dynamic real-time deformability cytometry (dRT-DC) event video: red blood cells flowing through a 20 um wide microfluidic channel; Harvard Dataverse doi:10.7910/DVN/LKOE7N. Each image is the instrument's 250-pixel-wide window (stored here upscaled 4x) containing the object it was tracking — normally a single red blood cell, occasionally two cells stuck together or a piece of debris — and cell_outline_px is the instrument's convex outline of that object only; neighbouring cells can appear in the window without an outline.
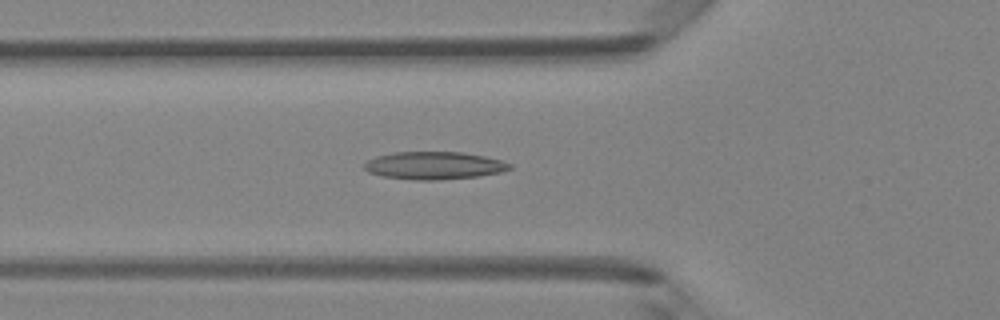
{"species": "Egyptian fruit bat (a non-hibernating species)", "species_latin": "Rousettus aegyptiacus", "temperature_condition": "room temperature", "stored_images_in_passage": 47, "camera_frame_rate_fps": 3000, "um_per_image_px": 0.085, "animal": {"sex": "female"}, "frame": {"image": 1, "passage_image": 16, "time_ms": 5.0, "image_size_px": [1000, 320], "cell_outline_px": [[512, 168], [500, 172], [480, 176], [436, 180], [412, 180], [380, 176], [368, 172], [364, 168], [364, 164], [368, 160], [376, 156], [396, 152], [460, 152], [484, 156], [500, 160], [512, 164]], "centroid_in_image_um": [36.88, 14.08], "position_along_channel_um": 88.9, "area_um2": 23.47}}
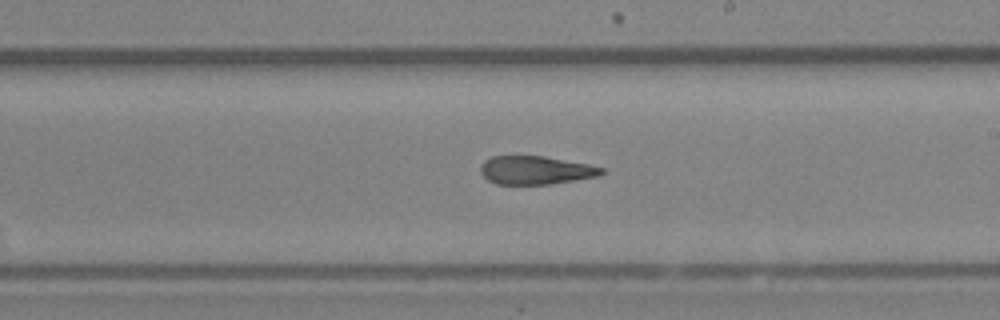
{"frame": {"image": 2, "passage_image": 27, "time_ms": 8.667, "image_size_px": [1000, 320], "cell_outline_px": [[604, 172], [600, 176], [552, 184], [496, 184], [488, 180], [480, 172], [480, 164], [484, 160], [492, 156], [544, 156], [588, 164], [604, 168]], "centroid_in_image_um": [45.53, 14.47], "position_along_channel_um": 243.5, "area_um2": 20.11}}
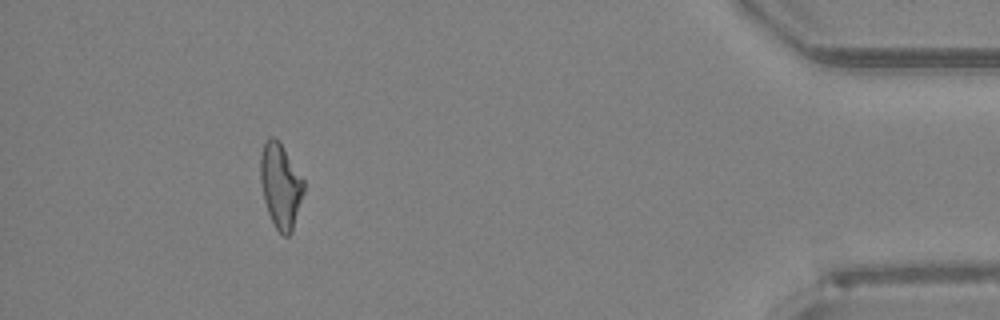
{"frame": {"image": 3, "passage_image": 43, "time_ms": 14.0, "image_size_px": [1000, 320], "cell_outline_px": [[304, 192], [292, 232], [288, 236], [284, 236], [276, 228], [268, 212], [264, 200], [260, 180], [260, 156], [264, 144], [268, 136], [272, 136], [280, 140], [304, 180]], "centroid_in_image_um": [23.85, 15.75], "position_along_channel_um": 411.4, "area_um2": 21.5}, "authors_computed_cell_mechanics": {"area_um2": 22.1374, "velocity_mm_per_s": 4.2167, "shape_relaxation_time_tau1_ms": null, "shape_relaxation_time_tau2_ms": 3.485, "deformation_change_tau1": null, "deformation_change_tau2": 0.1396}}